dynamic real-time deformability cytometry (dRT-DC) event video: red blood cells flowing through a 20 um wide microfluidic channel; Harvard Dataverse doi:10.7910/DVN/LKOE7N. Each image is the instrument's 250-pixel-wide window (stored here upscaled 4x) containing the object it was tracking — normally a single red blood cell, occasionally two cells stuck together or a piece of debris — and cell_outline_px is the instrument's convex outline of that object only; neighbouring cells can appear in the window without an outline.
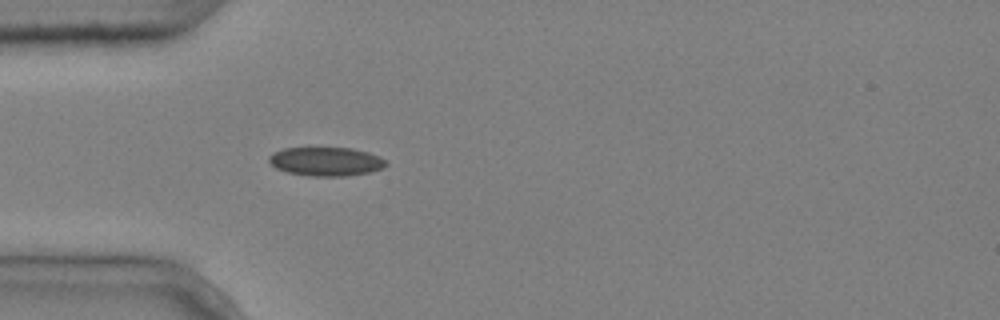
{"species": "common noctule bat (a hibernating species)", "species_latin": "Nyctalus noctula", "temperature_condition": "cold", "stored_images_in_passage": 4, "camera_frame_rate_fps": 3000, "um_per_image_px": 0.085, "animal": {"sex": "male", "body_mass_g": 20.4}, "frame": {"image": 1, "passage_image": 4, "time_ms": 1.0, "image_size_px": [1000, 320], "cell_outline_px": [[388, 164], [384, 168], [372, 172], [348, 176], [312, 176], [288, 172], [276, 168], [268, 160], [268, 156], [272, 152], [284, 148], [352, 148], [368, 152], [380, 156]], "centroid_in_image_um": [27.74, 13.73], "position_along_channel_um": 57.3, "area_um2": 19.77}}